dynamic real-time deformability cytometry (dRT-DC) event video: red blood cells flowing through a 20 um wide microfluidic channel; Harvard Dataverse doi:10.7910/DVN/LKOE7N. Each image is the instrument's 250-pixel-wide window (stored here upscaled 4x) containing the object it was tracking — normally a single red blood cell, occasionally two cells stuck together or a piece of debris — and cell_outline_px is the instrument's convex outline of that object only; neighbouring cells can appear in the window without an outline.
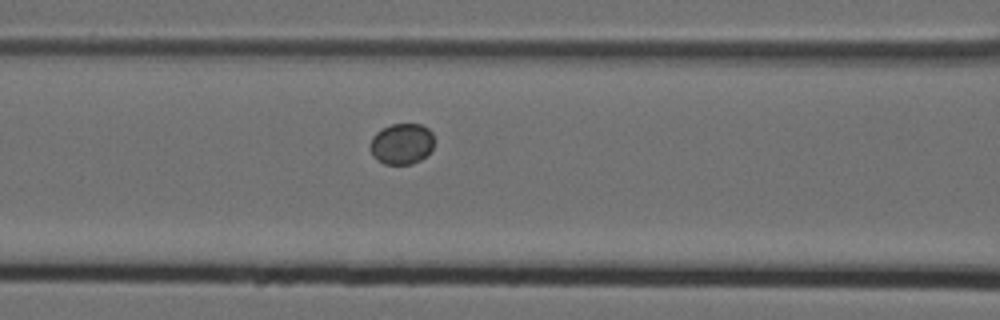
{"species": "Egyptian fruit bat (a non-hibernating species)", "species_latin": "Rousettus aegyptiacus", "temperature_condition": "cold", "stored_images_in_passage": 8, "camera_frame_rate_fps": 3000, "um_per_image_px": 0.085, "animal": {"sex": "female"}, "frame": {"image": 1, "passage_image": 8, "time_ms": 2.333, "image_size_px": [1000, 320], "cell_outline_px": [[432, 148], [420, 160], [412, 164], [384, 164], [376, 160], [372, 156], [368, 148], [368, 144], [372, 136], [376, 132], [392, 124], [420, 124], [428, 128], [432, 132]], "centroid_in_image_um": [34.08, 12.23], "position_along_channel_um": 132.5, "area_um2": 15.37}}